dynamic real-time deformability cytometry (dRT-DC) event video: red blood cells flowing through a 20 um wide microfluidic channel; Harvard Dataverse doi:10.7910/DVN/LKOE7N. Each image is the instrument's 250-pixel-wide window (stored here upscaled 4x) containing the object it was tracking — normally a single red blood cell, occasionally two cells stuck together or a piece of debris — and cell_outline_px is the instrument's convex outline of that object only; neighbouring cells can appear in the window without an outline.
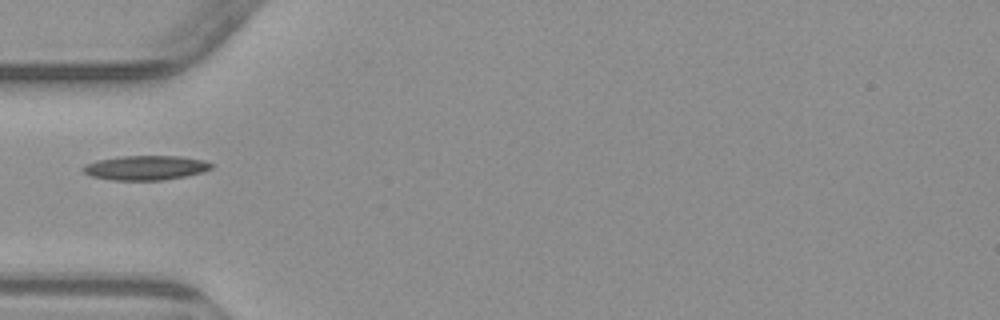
{"species": "common noctule bat (a hibernating species)", "species_latin": "Nyctalus noctula", "temperature_condition": "warm", "stored_images_in_passage": 2, "camera_frame_rate_fps": 3000, "um_per_image_px": 0.085, "animal": {"sex": "male", "body_mass_g": 23.1, "forearm_length_mm": 52.7}, "frame": {"image": 1, "passage_image": 1, "time_ms": 0.0, "image_size_px": [1000, 320], "cell_outline_px": [[212, 168], [204, 172], [164, 180], [112, 180], [92, 176], [84, 172], [80, 168], [84, 164], [96, 160], [120, 156], [180, 156], [204, 160], [212, 164]], "centroid_in_image_um": [12.36, 14.25], "position_along_channel_um": 72.6, "area_um2": 18.38}}
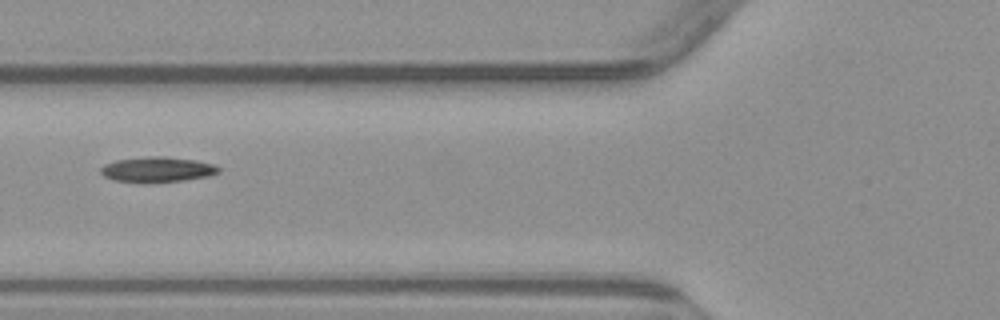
{"frame": {"image": 2, "passage_image": 2, "time_ms": 1.0, "image_size_px": [1000, 320], "cell_outline_px": [[220, 172], [208, 176], [184, 180], [144, 184], [116, 180], [104, 176], [100, 172], [100, 168], [104, 164], [116, 160], [148, 156], [164, 156], [196, 160], [212, 164], [220, 168]], "centroid_in_image_um": [13.35, 14.42], "position_along_channel_um": 112.5, "area_um2": 17.57}}